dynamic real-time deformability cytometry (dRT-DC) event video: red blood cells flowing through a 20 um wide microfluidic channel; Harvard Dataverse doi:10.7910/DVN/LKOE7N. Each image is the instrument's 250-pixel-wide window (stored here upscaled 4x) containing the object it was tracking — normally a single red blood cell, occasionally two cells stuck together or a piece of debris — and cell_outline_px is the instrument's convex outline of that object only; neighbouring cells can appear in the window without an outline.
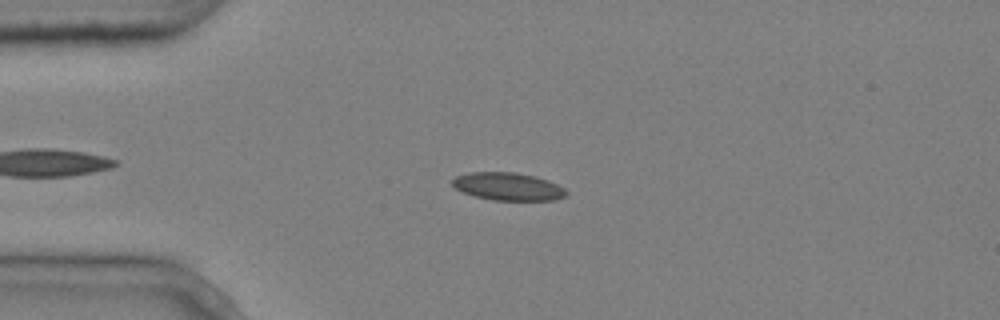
{"species": "common noctule bat (a hibernating species)", "species_latin": "Nyctalus noctula", "temperature_condition": "cold", "stored_images_in_passage": 5, "camera_frame_rate_fps": 3000, "um_per_image_px": 0.085, "animal": {"sex": "male", "body_mass_g": 20.4}, "frame": {"image": 1, "passage_image": 4, "time_ms": 1.0, "image_size_px": [1000, 320], "cell_outline_px": [[568, 196], [556, 200], [492, 200], [476, 196], [464, 192], [456, 188], [452, 184], [452, 180], [456, 176], [468, 172], [516, 172], [536, 176], [548, 180], [564, 188], [568, 192]], "centroid_in_image_um": [43.22, 15.85], "position_along_channel_um": 41.8, "area_um2": 18.5}}